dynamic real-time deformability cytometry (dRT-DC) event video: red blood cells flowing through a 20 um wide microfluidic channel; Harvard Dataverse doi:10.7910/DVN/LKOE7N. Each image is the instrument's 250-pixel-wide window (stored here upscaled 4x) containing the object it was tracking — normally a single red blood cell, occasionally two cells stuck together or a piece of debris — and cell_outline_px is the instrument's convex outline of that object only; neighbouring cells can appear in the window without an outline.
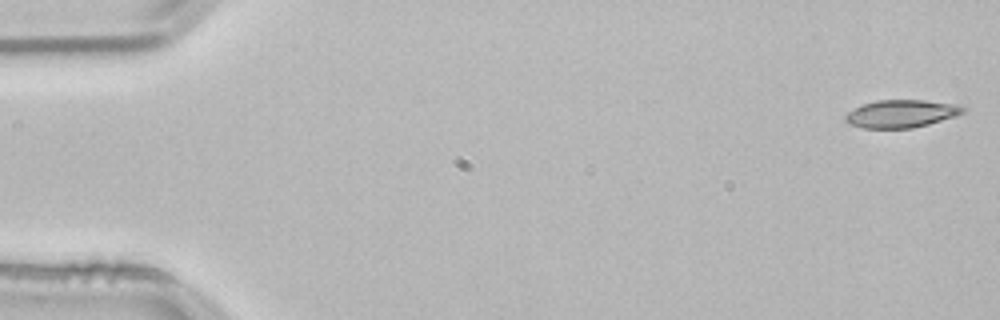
{"species": "common noctule bat (a hibernating species)", "species_latin": "Nyctalus noctula", "temperature_condition": "room temperature", "stored_images_in_passage": 39, "camera_frame_rate_fps": 3000, "um_per_image_px": 0.085, "animal": {"sex": "male", "body_mass_g": 21.5, "forearm_length_mm": 52.0}, "frame": {"image": 1, "passage_image": 1, "time_ms": 0.0, "image_size_px": [1000, 320], "cell_outline_px": [[964, 112], [956, 116], [928, 124], [912, 128], [864, 128], [848, 124], [844, 120], [844, 116], [848, 112], [864, 104], [876, 100], [924, 100], [956, 104], [964, 108]], "centroid_in_image_um": [76.59, 9.67], "position_along_channel_um": 8.4, "area_um2": 18.9}}
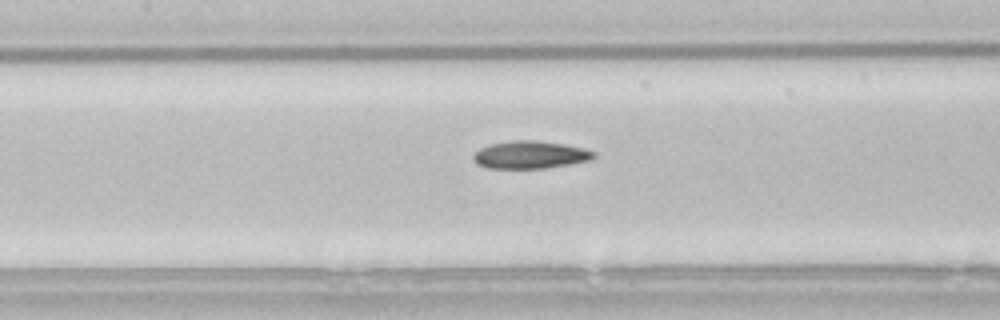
{"frame": {"image": 2, "passage_image": 24, "time_ms": 7.667, "image_size_px": [1000, 320], "cell_outline_px": [[596, 156], [588, 160], [568, 164], [544, 168], [488, 168], [476, 164], [472, 156], [480, 148], [488, 144], [512, 140], [536, 140], [564, 144], [584, 148], [596, 152]], "centroid_in_image_um": [45.04, 13.14], "position_along_channel_um": 162.4, "area_um2": 19.36}}
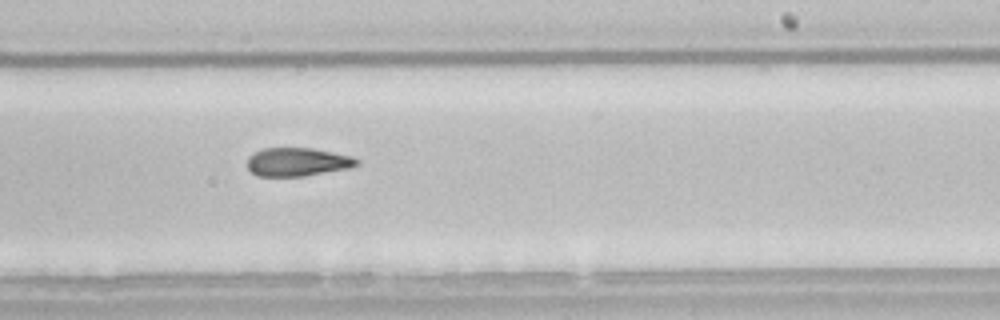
{"frame": {"image": 3, "passage_image": 32, "time_ms": 10.333, "image_size_px": [1000, 320], "cell_outline_px": [[360, 164], [352, 168], [304, 176], [256, 176], [248, 168], [248, 156], [264, 148], [312, 148], [352, 156], [360, 160]], "centroid_in_image_um": [25.33, 13.77], "position_along_channel_um": 263.7, "area_um2": 18.26}}